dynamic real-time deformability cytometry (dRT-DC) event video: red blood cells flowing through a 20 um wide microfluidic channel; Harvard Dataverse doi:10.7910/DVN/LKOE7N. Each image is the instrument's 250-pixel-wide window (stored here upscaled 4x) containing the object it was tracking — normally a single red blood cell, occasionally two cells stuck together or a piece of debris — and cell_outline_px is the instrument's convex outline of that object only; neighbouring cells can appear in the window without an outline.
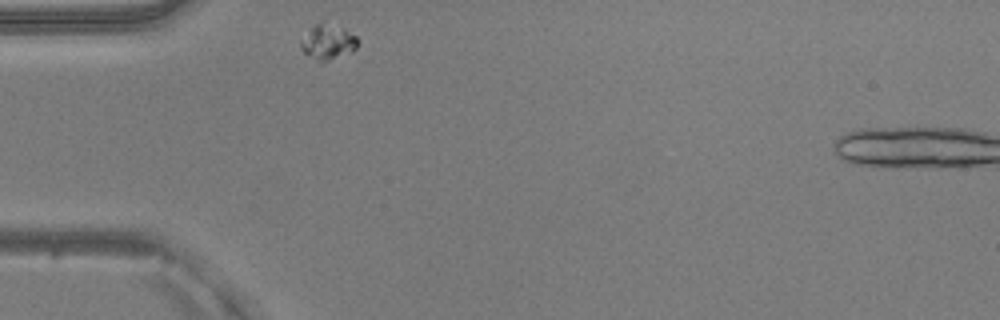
{"species": "common noctule bat (a hibernating species)", "species_latin": "Nyctalus noctula", "temperature_condition": "warm", "stored_images_in_passage": 30, "camera_frame_rate_fps": 3000, "um_per_image_px": 0.085, "animal": {"sex": "male", "body_mass_g": 20.5, "forearm_length_mm": 52.5}, "frame": {"image": 1, "passage_image": 1, "time_ms": 0.0, "image_size_px": [1000, 320], "cell_outline_px": [[360, 40], [356, 48], [352, 52], [320, 64], [304, 52], [300, 48], [300, 40], [316, 24], [324, 20], [344, 28], [356, 36]], "centroid_in_image_um": [27.89, 3.58], "position_along_channel_um": 57.1, "area_um2": 11.96}}
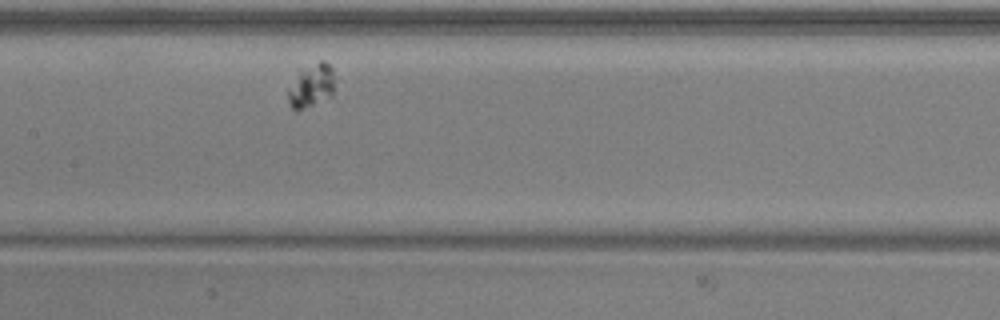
{"frame": {"image": 2, "passage_image": 12, "time_ms": 3.667, "image_size_px": [1000, 320], "cell_outline_px": [[332, 96], [296, 112], [292, 108], [288, 100], [288, 88], [300, 68], [320, 60], [324, 60], [332, 68]], "centroid_in_image_um": [26.42, 7.27], "position_along_channel_um": 181.0, "area_um2": 11.79}}
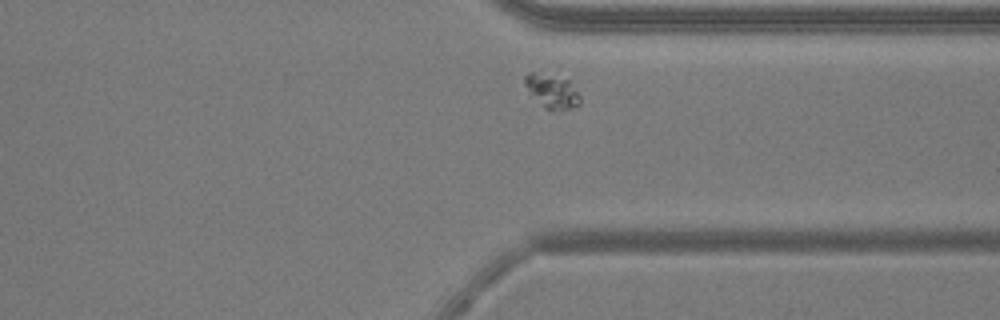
{"frame": {"image": 3, "passage_image": 27, "time_ms": 8.667, "image_size_px": [1000, 320], "cell_outline_px": [[580, 104], [560, 112], [552, 112], [544, 108], [524, 84], [524, 76], [528, 72], [532, 72], [568, 80], [580, 96]], "centroid_in_image_um": [46.93, 7.81], "position_along_channel_um": 364.5, "area_um2": 10.69}}